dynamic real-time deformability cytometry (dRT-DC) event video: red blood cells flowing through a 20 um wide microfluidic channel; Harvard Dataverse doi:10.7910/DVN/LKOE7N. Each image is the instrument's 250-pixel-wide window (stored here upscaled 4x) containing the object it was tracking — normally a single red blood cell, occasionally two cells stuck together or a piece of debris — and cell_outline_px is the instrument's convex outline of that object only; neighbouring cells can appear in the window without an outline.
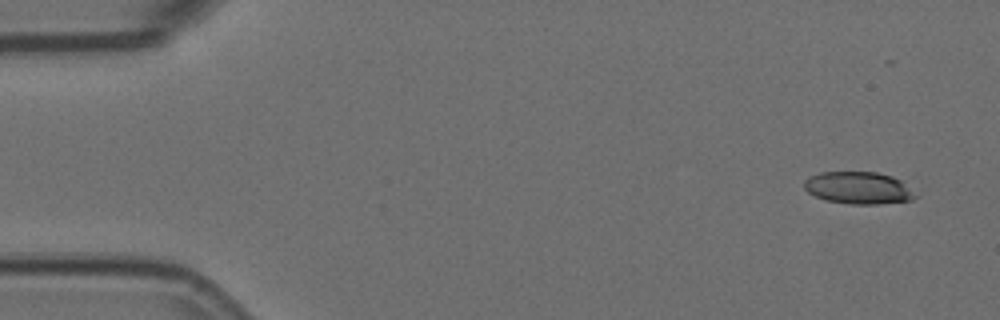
{"species": "Egyptian fruit bat (a non-hibernating species)", "species_latin": "Rousettus aegyptiacus", "temperature_condition": "room temperature", "stored_images_in_passage": 5, "camera_frame_rate_fps": 3000, "um_per_image_px": 0.085, "animal": {"sex": "female"}, "frame": {"image": 1, "passage_image": 1, "time_ms": 0.0, "image_size_px": [1000, 320], "cell_outline_px": [[920, 196], [912, 200], [880, 204], [848, 204], [824, 200], [808, 192], [804, 188], [804, 180], [808, 176], [820, 172], [876, 172], [892, 176], [900, 180]], "centroid_in_image_um": [72.97, 15.98], "position_along_channel_um": 12.0, "area_um2": 21.1}}
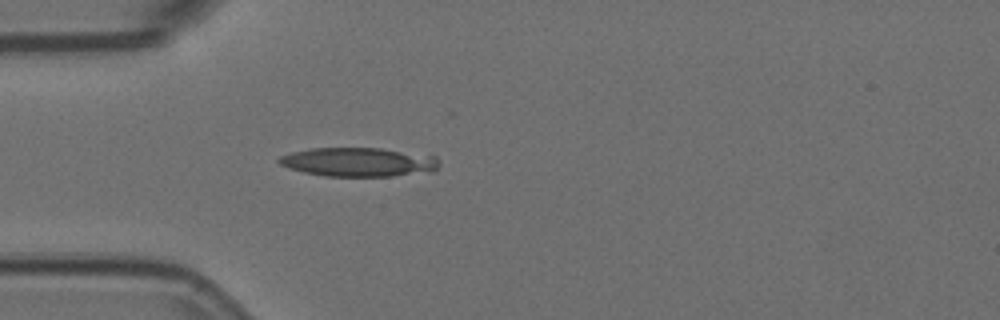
{"frame": {"image": 2, "passage_image": 5, "time_ms": 1.333, "image_size_px": [1000, 320], "cell_outline_px": [[440, 164], [432, 172], [392, 176], [324, 176], [304, 172], [288, 168], [280, 164], [276, 160], [280, 156], [292, 152], [312, 148], [380, 148], [436, 156]], "centroid_in_image_um": [30.48, 13.78], "position_along_channel_um": 54.5, "area_um2": 27.11}}